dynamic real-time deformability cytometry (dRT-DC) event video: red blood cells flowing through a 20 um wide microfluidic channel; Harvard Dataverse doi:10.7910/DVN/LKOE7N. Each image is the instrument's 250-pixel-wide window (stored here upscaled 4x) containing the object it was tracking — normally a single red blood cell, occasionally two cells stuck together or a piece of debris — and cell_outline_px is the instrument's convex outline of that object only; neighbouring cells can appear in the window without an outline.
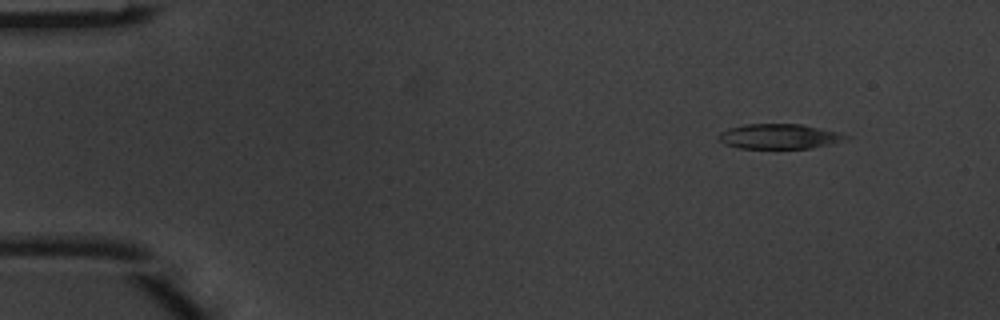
{"species": "common noctule bat (a hibernating species)", "species_latin": "Nyctalus noctula", "temperature_condition": "warm", "stored_images_in_passage": 7, "camera_frame_rate_fps": 3000, "um_per_image_px": 0.085, "animal": {"sex": "male", "body_mass_g": 20.1, "forearm_length_mm": 53.5}, "frame": {"image": 1, "passage_image": 1, "time_ms": 0.0, "image_size_px": [1000, 320], "cell_outline_px": [[852, 136], [828, 144], [812, 148], [740, 148], [724, 144], [716, 136], [720, 132], [728, 128], [748, 124], [800, 124], [840, 132]], "centroid_in_image_um": [66.19, 11.59], "position_along_channel_um": 18.8, "area_um2": 18.32}}
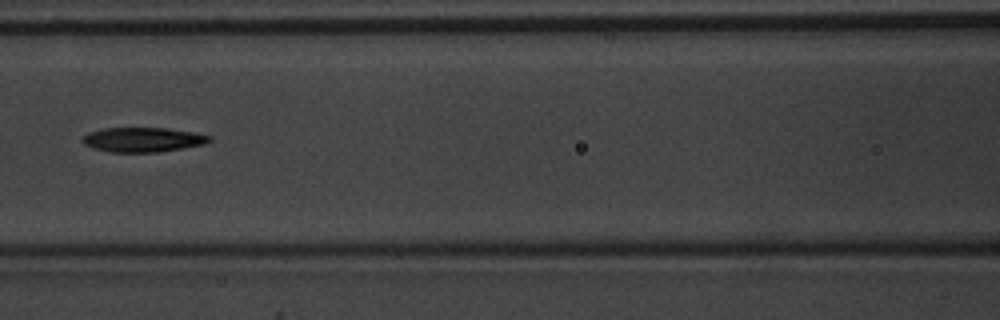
{"frame": {"image": 2, "passage_image": 6, "time_ms": 1.667, "image_size_px": [1000, 320], "cell_outline_px": [[212, 140], [204, 144], [156, 152], [108, 152], [92, 148], [84, 144], [80, 140], [88, 132], [104, 128], [168, 128], [196, 132], [212, 136]], "centroid_in_image_um": [12.13, 11.86], "position_along_channel_um": 154.5, "area_um2": 18.26}}
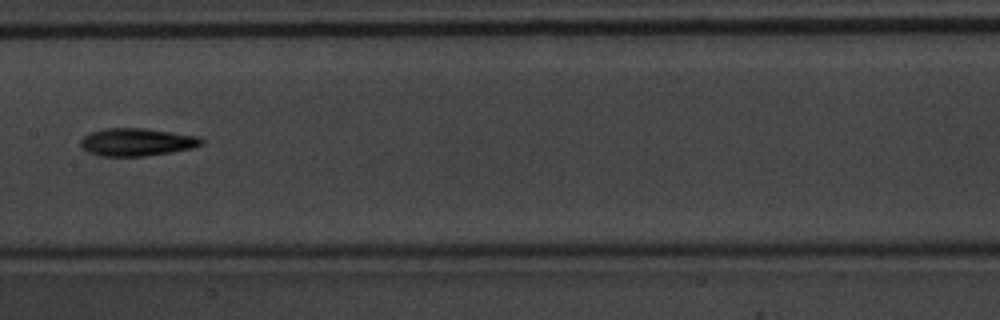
{"frame": {"image": 3, "passage_image": 7, "time_ms": 2.0, "image_size_px": [1000, 320], "cell_outline_px": [[204, 144], [192, 148], [144, 156], [100, 156], [88, 152], [80, 144], [80, 140], [88, 132], [104, 128], [144, 128], [200, 136], [204, 140]], "centroid_in_image_um": [11.62, 12.06], "position_along_channel_um": 195.8, "area_um2": 19.59}}